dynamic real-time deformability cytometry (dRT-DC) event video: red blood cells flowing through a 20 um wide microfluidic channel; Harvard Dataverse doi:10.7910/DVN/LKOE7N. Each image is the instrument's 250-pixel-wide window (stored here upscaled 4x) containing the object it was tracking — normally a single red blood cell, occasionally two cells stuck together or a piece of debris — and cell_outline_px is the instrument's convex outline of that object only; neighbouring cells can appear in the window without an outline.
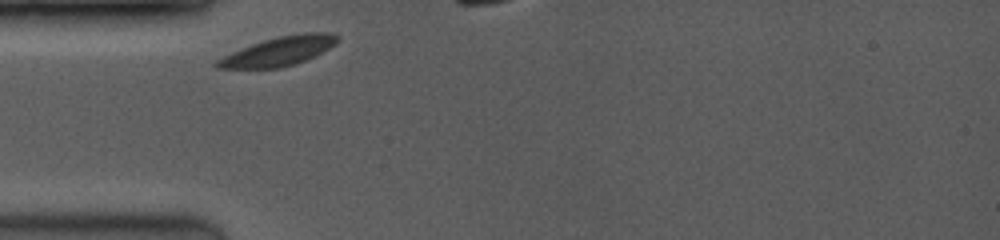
{"species": "common noctule bat (a hibernating species)", "species_latin": "Nyctalus noctula", "temperature_condition": "room temperature", "stored_images_in_passage": 3, "camera_frame_rate_fps": 3500, "um_per_image_px": 0.085, "animal": {"sex": "female", "body_mass_g": 19.0, "forearm_length_mm": 53.3}, "frame": {"image": 1, "passage_image": 1, "time_ms": 0.0, "image_size_px": [1000, 240], "cell_outline_px": [[340, 40], [336, 44], [316, 56], [296, 64], [280, 68], [216, 68], [212, 64], [216, 60], [240, 48], [264, 40], [280, 36], [304, 32], [328, 32], [340, 36]], "centroid_in_image_um": [23.74, 4.35], "position_along_channel_um": 61.3, "area_um2": 20.52}}